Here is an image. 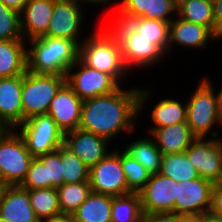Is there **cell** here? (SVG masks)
<instances>
[{
  "label": "cell",
  "mask_w": 222,
  "mask_h": 222,
  "mask_svg": "<svg viewBox=\"0 0 222 222\" xmlns=\"http://www.w3.org/2000/svg\"><path fill=\"white\" fill-rule=\"evenodd\" d=\"M112 196L91 192L72 214V222H111Z\"/></svg>",
  "instance_id": "obj_23"
},
{
  "label": "cell",
  "mask_w": 222,
  "mask_h": 222,
  "mask_svg": "<svg viewBox=\"0 0 222 222\" xmlns=\"http://www.w3.org/2000/svg\"><path fill=\"white\" fill-rule=\"evenodd\" d=\"M0 222H7L0 216Z\"/></svg>",
  "instance_id": "obj_50"
},
{
  "label": "cell",
  "mask_w": 222,
  "mask_h": 222,
  "mask_svg": "<svg viewBox=\"0 0 222 222\" xmlns=\"http://www.w3.org/2000/svg\"><path fill=\"white\" fill-rule=\"evenodd\" d=\"M215 98H216V106H217V113L219 116V120L222 123V85L220 87V90L215 92Z\"/></svg>",
  "instance_id": "obj_45"
},
{
  "label": "cell",
  "mask_w": 222,
  "mask_h": 222,
  "mask_svg": "<svg viewBox=\"0 0 222 222\" xmlns=\"http://www.w3.org/2000/svg\"><path fill=\"white\" fill-rule=\"evenodd\" d=\"M210 214L222 220V181L214 183Z\"/></svg>",
  "instance_id": "obj_39"
},
{
  "label": "cell",
  "mask_w": 222,
  "mask_h": 222,
  "mask_svg": "<svg viewBox=\"0 0 222 222\" xmlns=\"http://www.w3.org/2000/svg\"><path fill=\"white\" fill-rule=\"evenodd\" d=\"M105 29L86 35L88 38L79 45V59L86 66L111 75L120 84L129 72L123 64L117 37Z\"/></svg>",
  "instance_id": "obj_3"
},
{
  "label": "cell",
  "mask_w": 222,
  "mask_h": 222,
  "mask_svg": "<svg viewBox=\"0 0 222 222\" xmlns=\"http://www.w3.org/2000/svg\"><path fill=\"white\" fill-rule=\"evenodd\" d=\"M33 158L18 131L7 129L0 136V183L21 185Z\"/></svg>",
  "instance_id": "obj_7"
},
{
  "label": "cell",
  "mask_w": 222,
  "mask_h": 222,
  "mask_svg": "<svg viewBox=\"0 0 222 222\" xmlns=\"http://www.w3.org/2000/svg\"><path fill=\"white\" fill-rule=\"evenodd\" d=\"M54 0H30L20 12V28L24 40L39 38L47 33Z\"/></svg>",
  "instance_id": "obj_19"
},
{
  "label": "cell",
  "mask_w": 222,
  "mask_h": 222,
  "mask_svg": "<svg viewBox=\"0 0 222 222\" xmlns=\"http://www.w3.org/2000/svg\"><path fill=\"white\" fill-rule=\"evenodd\" d=\"M177 182L160 172L151 174L138 192L143 213L174 212Z\"/></svg>",
  "instance_id": "obj_14"
},
{
  "label": "cell",
  "mask_w": 222,
  "mask_h": 222,
  "mask_svg": "<svg viewBox=\"0 0 222 222\" xmlns=\"http://www.w3.org/2000/svg\"><path fill=\"white\" fill-rule=\"evenodd\" d=\"M142 214L138 192L112 196L111 222H140Z\"/></svg>",
  "instance_id": "obj_28"
},
{
  "label": "cell",
  "mask_w": 222,
  "mask_h": 222,
  "mask_svg": "<svg viewBox=\"0 0 222 222\" xmlns=\"http://www.w3.org/2000/svg\"><path fill=\"white\" fill-rule=\"evenodd\" d=\"M178 17L207 27L215 35L212 0H181L177 3Z\"/></svg>",
  "instance_id": "obj_27"
},
{
  "label": "cell",
  "mask_w": 222,
  "mask_h": 222,
  "mask_svg": "<svg viewBox=\"0 0 222 222\" xmlns=\"http://www.w3.org/2000/svg\"><path fill=\"white\" fill-rule=\"evenodd\" d=\"M213 186V182L202 177L177 182L174 213L178 215L209 214L212 205Z\"/></svg>",
  "instance_id": "obj_12"
},
{
  "label": "cell",
  "mask_w": 222,
  "mask_h": 222,
  "mask_svg": "<svg viewBox=\"0 0 222 222\" xmlns=\"http://www.w3.org/2000/svg\"><path fill=\"white\" fill-rule=\"evenodd\" d=\"M134 140L126 144L124 151L136 159L150 174L160 172L162 153L154 138L149 134V137L146 135L145 138H134Z\"/></svg>",
  "instance_id": "obj_25"
},
{
  "label": "cell",
  "mask_w": 222,
  "mask_h": 222,
  "mask_svg": "<svg viewBox=\"0 0 222 222\" xmlns=\"http://www.w3.org/2000/svg\"><path fill=\"white\" fill-rule=\"evenodd\" d=\"M213 84L207 77L202 78L190 99L187 102V124L196 137L206 138L211 133V138H217L219 131L212 130L219 120ZM215 125V126H214ZM208 134V135H207Z\"/></svg>",
  "instance_id": "obj_5"
},
{
  "label": "cell",
  "mask_w": 222,
  "mask_h": 222,
  "mask_svg": "<svg viewBox=\"0 0 222 222\" xmlns=\"http://www.w3.org/2000/svg\"><path fill=\"white\" fill-rule=\"evenodd\" d=\"M92 192L110 196L131 193L121 167V151L114 149L89 171Z\"/></svg>",
  "instance_id": "obj_10"
},
{
  "label": "cell",
  "mask_w": 222,
  "mask_h": 222,
  "mask_svg": "<svg viewBox=\"0 0 222 222\" xmlns=\"http://www.w3.org/2000/svg\"><path fill=\"white\" fill-rule=\"evenodd\" d=\"M215 20V36L222 39V0H212Z\"/></svg>",
  "instance_id": "obj_41"
},
{
  "label": "cell",
  "mask_w": 222,
  "mask_h": 222,
  "mask_svg": "<svg viewBox=\"0 0 222 222\" xmlns=\"http://www.w3.org/2000/svg\"><path fill=\"white\" fill-rule=\"evenodd\" d=\"M125 21L140 36L153 40L165 55L168 53L170 22L158 21L143 17L134 19H119Z\"/></svg>",
  "instance_id": "obj_26"
},
{
  "label": "cell",
  "mask_w": 222,
  "mask_h": 222,
  "mask_svg": "<svg viewBox=\"0 0 222 222\" xmlns=\"http://www.w3.org/2000/svg\"><path fill=\"white\" fill-rule=\"evenodd\" d=\"M160 173L170 177L175 182H183L200 177L185 153L162 155Z\"/></svg>",
  "instance_id": "obj_29"
},
{
  "label": "cell",
  "mask_w": 222,
  "mask_h": 222,
  "mask_svg": "<svg viewBox=\"0 0 222 222\" xmlns=\"http://www.w3.org/2000/svg\"><path fill=\"white\" fill-rule=\"evenodd\" d=\"M152 91L150 88L123 90L120 86L113 93L83 100L78 129L110 142L122 131L132 133Z\"/></svg>",
  "instance_id": "obj_1"
},
{
  "label": "cell",
  "mask_w": 222,
  "mask_h": 222,
  "mask_svg": "<svg viewBox=\"0 0 222 222\" xmlns=\"http://www.w3.org/2000/svg\"><path fill=\"white\" fill-rule=\"evenodd\" d=\"M8 128L6 126H4L1 122H0V136L7 130Z\"/></svg>",
  "instance_id": "obj_48"
},
{
  "label": "cell",
  "mask_w": 222,
  "mask_h": 222,
  "mask_svg": "<svg viewBox=\"0 0 222 222\" xmlns=\"http://www.w3.org/2000/svg\"><path fill=\"white\" fill-rule=\"evenodd\" d=\"M60 211L72 216L76 209L88 198L92 192L89 181L78 183H64L57 188Z\"/></svg>",
  "instance_id": "obj_30"
},
{
  "label": "cell",
  "mask_w": 222,
  "mask_h": 222,
  "mask_svg": "<svg viewBox=\"0 0 222 222\" xmlns=\"http://www.w3.org/2000/svg\"><path fill=\"white\" fill-rule=\"evenodd\" d=\"M66 82L82 100L113 93L121 86L111 75L86 66L80 59L68 69Z\"/></svg>",
  "instance_id": "obj_9"
},
{
  "label": "cell",
  "mask_w": 222,
  "mask_h": 222,
  "mask_svg": "<svg viewBox=\"0 0 222 222\" xmlns=\"http://www.w3.org/2000/svg\"><path fill=\"white\" fill-rule=\"evenodd\" d=\"M110 141L81 129L64 133V146L78 156L91 169L111 151L108 149Z\"/></svg>",
  "instance_id": "obj_15"
},
{
  "label": "cell",
  "mask_w": 222,
  "mask_h": 222,
  "mask_svg": "<svg viewBox=\"0 0 222 222\" xmlns=\"http://www.w3.org/2000/svg\"><path fill=\"white\" fill-rule=\"evenodd\" d=\"M29 42L27 70L30 72L66 76L79 59V45L73 40L43 35Z\"/></svg>",
  "instance_id": "obj_2"
},
{
  "label": "cell",
  "mask_w": 222,
  "mask_h": 222,
  "mask_svg": "<svg viewBox=\"0 0 222 222\" xmlns=\"http://www.w3.org/2000/svg\"><path fill=\"white\" fill-rule=\"evenodd\" d=\"M150 0H120L114 19H134L149 12ZM119 14V15H118Z\"/></svg>",
  "instance_id": "obj_38"
},
{
  "label": "cell",
  "mask_w": 222,
  "mask_h": 222,
  "mask_svg": "<svg viewBox=\"0 0 222 222\" xmlns=\"http://www.w3.org/2000/svg\"><path fill=\"white\" fill-rule=\"evenodd\" d=\"M176 17L170 22L168 53L173 44L201 50L206 49L212 40H219L207 27Z\"/></svg>",
  "instance_id": "obj_18"
},
{
  "label": "cell",
  "mask_w": 222,
  "mask_h": 222,
  "mask_svg": "<svg viewBox=\"0 0 222 222\" xmlns=\"http://www.w3.org/2000/svg\"><path fill=\"white\" fill-rule=\"evenodd\" d=\"M14 39H23L20 13L0 2V41Z\"/></svg>",
  "instance_id": "obj_34"
},
{
  "label": "cell",
  "mask_w": 222,
  "mask_h": 222,
  "mask_svg": "<svg viewBox=\"0 0 222 222\" xmlns=\"http://www.w3.org/2000/svg\"><path fill=\"white\" fill-rule=\"evenodd\" d=\"M17 128L34 158L53 152L64 144L63 131L48 114L31 117Z\"/></svg>",
  "instance_id": "obj_8"
},
{
  "label": "cell",
  "mask_w": 222,
  "mask_h": 222,
  "mask_svg": "<svg viewBox=\"0 0 222 222\" xmlns=\"http://www.w3.org/2000/svg\"><path fill=\"white\" fill-rule=\"evenodd\" d=\"M140 222H178L174 212L143 213Z\"/></svg>",
  "instance_id": "obj_40"
},
{
  "label": "cell",
  "mask_w": 222,
  "mask_h": 222,
  "mask_svg": "<svg viewBox=\"0 0 222 222\" xmlns=\"http://www.w3.org/2000/svg\"><path fill=\"white\" fill-rule=\"evenodd\" d=\"M121 167L125 173L128 188L132 192H139L149 181L151 174L124 150H121Z\"/></svg>",
  "instance_id": "obj_33"
},
{
  "label": "cell",
  "mask_w": 222,
  "mask_h": 222,
  "mask_svg": "<svg viewBox=\"0 0 222 222\" xmlns=\"http://www.w3.org/2000/svg\"><path fill=\"white\" fill-rule=\"evenodd\" d=\"M38 222H72V218L70 215L61 213L56 216L39 219Z\"/></svg>",
  "instance_id": "obj_43"
},
{
  "label": "cell",
  "mask_w": 222,
  "mask_h": 222,
  "mask_svg": "<svg viewBox=\"0 0 222 222\" xmlns=\"http://www.w3.org/2000/svg\"><path fill=\"white\" fill-rule=\"evenodd\" d=\"M200 222H222V220L209 213L205 215L200 214Z\"/></svg>",
  "instance_id": "obj_47"
},
{
  "label": "cell",
  "mask_w": 222,
  "mask_h": 222,
  "mask_svg": "<svg viewBox=\"0 0 222 222\" xmlns=\"http://www.w3.org/2000/svg\"><path fill=\"white\" fill-rule=\"evenodd\" d=\"M150 135L154 138L162 155L184 153L197 138L187 122L157 128Z\"/></svg>",
  "instance_id": "obj_21"
},
{
  "label": "cell",
  "mask_w": 222,
  "mask_h": 222,
  "mask_svg": "<svg viewBox=\"0 0 222 222\" xmlns=\"http://www.w3.org/2000/svg\"><path fill=\"white\" fill-rule=\"evenodd\" d=\"M61 162L64 183L89 181L90 169L64 145L61 146Z\"/></svg>",
  "instance_id": "obj_32"
},
{
  "label": "cell",
  "mask_w": 222,
  "mask_h": 222,
  "mask_svg": "<svg viewBox=\"0 0 222 222\" xmlns=\"http://www.w3.org/2000/svg\"><path fill=\"white\" fill-rule=\"evenodd\" d=\"M83 100L67 84L58 90L50 103L47 114L52 117L63 133L78 129Z\"/></svg>",
  "instance_id": "obj_16"
},
{
  "label": "cell",
  "mask_w": 222,
  "mask_h": 222,
  "mask_svg": "<svg viewBox=\"0 0 222 222\" xmlns=\"http://www.w3.org/2000/svg\"><path fill=\"white\" fill-rule=\"evenodd\" d=\"M5 185L0 183V204H1V198L3 195V190H4Z\"/></svg>",
  "instance_id": "obj_49"
},
{
  "label": "cell",
  "mask_w": 222,
  "mask_h": 222,
  "mask_svg": "<svg viewBox=\"0 0 222 222\" xmlns=\"http://www.w3.org/2000/svg\"><path fill=\"white\" fill-rule=\"evenodd\" d=\"M83 6L74 0H54V8L49 22L48 37H60L75 41L78 45L80 41L82 26H84Z\"/></svg>",
  "instance_id": "obj_13"
},
{
  "label": "cell",
  "mask_w": 222,
  "mask_h": 222,
  "mask_svg": "<svg viewBox=\"0 0 222 222\" xmlns=\"http://www.w3.org/2000/svg\"><path fill=\"white\" fill-rule=\"evenodd\" d=\"M33 211L38 219L61 214L56 188L28 189Z\"/></svg>",
  "instance_id": "obj_31"
},
{
  "label": "cell",
  "mask_w": 222,
  "mask_h": 222,
  "mask_svg": "<svg viewBox=\"0 0 222 222\" xmlns=\"http://www.w3.org/2000/svg\"><path fill=\"white\" fill-rule=\"evenodd\" d=\"M178 222H200V214H180Z\"/></svg>",
  "instance_id": "obj_44"
},
{
  "label": "cell",
  "mask_w": 222,
  "mask_h": 222,
  "mask_svg": "<svg viewBox=\"0 0 222 222\" xmlns=\"http://www.w3.org/2000/svg\"><path fill=\"white\" fill-rule=\"evenodd\" d=\"M75 2H77L78 4H80V5H82L83 4V6H84V3L85 4H87V3H89V4H93V5H98V6H101V5H109V3L112 1H115V0H74ZM109 2V3H108ZM116 2H117V0H116Z\"/></svg>",
  "instance_id": "obj_46"
},
{
  "label": "cell",
  "mask_w": 222,
  "mask_h": 222,
  "mask_svg": "<svg viewBox=\"0 0 222 222\" xmlns=\"http://www.w3.org/2000/svg\"><path fill=\"white\" fill-rule=\"evenodd\" d=\"M65 83L66 76L37 74L27 70L22 75L23 122L47 114L51 101Z\"/></svg>",
  "instance_id": "obj_6"
},
{
  "label": "cell",
  "mask_w": 222,
  "mask_h": 222,
  "mask_svg": "<svg viewBox=\"0 0 222 222\" xmlns=\"http://www.w3.org/2000/svg\"><path fill=\"white\" fill-rule=\"evenodd\" d=\"M0 216L7 222H38L30 203L28 189L5 186L0 204Z\"/></svg>",
  "instance_id": "obj_20"
},
{
  "label": "cell",
  "mask_w": 222,
  "mask_h": 222,
  "mask_svg": "<svg viewBox=\"0 0 222 222\" xmlns=\"http://www.w3.org/2000/svg\"><path fill=\"white\" fill-rule=\"evenodd\" d=\"M45 166L47 188H59L64 184L61 162V147L37 157Z\"/></svg>",
  "instance_id": "obj_35"
},
{
  "label": "cell",
  "mask_w": 222,
  "mask_h": 222,
  "mask_svg": "<svg viewBox=\"0 0 222 222\" xmlns=\"http://www.w3.org/2000/svg\"><path fill=\"white\" fill-rule=\"evenodd\" d=\"M24 39L0 41V78L23 75L27 71V48Z\"/></svg>",
  "instance_id": "obj_22"
},
{
  "label": "cell",
  "mask_w": 222,
  "mask_h": 222,
  "mask_svg": "<svg viewBox=\"0 0 222 222\" xmlns=\"http://www.w3.org/2000/svg\"><path fill=\"white\" fill-rule=\"evenodd\" d=\"M22 75L0 78V122L8 129L23 123Z\"/></svg>",
  "instance_id": "obj_17"
},
{
  "label": "cell",
  "mask_w": 222,
  "mask_h": 222,
  "mask_svg": "<svg viewBox=\"0 0 222 222\" xmlns=\"http://www.w3.org/2000/svg\"><path fill=\"white\" fill-rule=\"evenodd\" d=\"M30 0H0L5 6L21 12Z\"/></svg>",
  "instance_id": "obj_42"
},
{
  "label": "cell",
  "mask_w": 222,
  "mask_h": 222,
  "mask_svg": "<svg viewBox=\"0 0 222 222\" xmlns=\"http://www.w3.org/2000/svg\"><path fill=\"white\" fill-rule=\"evenodd\" d=\"M151 124L148 133L151 134L155 129L167 127L173 124L187 121V102L182 104L174 98H164L160 100L150 111Z\"/></svg>",
  "instance_id": "obj_24"
},
{
  "label": "cell",
  "mask_w": 222,
  "mask_h": 222,
  "mask_svg": "<svg viewBox=\"0 0 222 222\" xmlns=\"http://www.w3.org/2000/svg\"><path fill=\"white\" fill-rule=\"evenodd\" d=\"M21 187L25 189L47 188L45 166L38 158H33Z\"/></svg>",
  "instance_id": "obj_37"
},
{
  "label": "cell",
  "mask_w": 222,
  "mask_h": 222,
  "mask_svg": "<svg viewBox=\"0 0 222 222\" xmlns=\"http://www.w3.org/2000/svg\"><path fill=\"white\" fill-rule=\"evenodd\" d=\"M200 177L222 181V138L197 137L184 152Z\"/></svg>",
  "instance_id": "obj_11"
},
{
  "label": "cell",
  "mask_w": 222,
  "mask_h": 222,
  "mask_svg": "<svg viewBox=\"0 0 222 222\" xmlns=\"http://www.w3.org/2000/svg\"><path fill=\"white\" fill-rule=\"evenodd\" d=\"M111 22L109 29L120 43L123 64L129 72L138 67L146 69L155 63H162L161 60L165 59L166 55L153 44V40L140 36V33L123 20L114 19Z\"/></svg>",
  "instance_id": "obj_4"
},
{
  "label": "cell",
  "mask_w": 222,
  "mask_h": 222,
  "mask_svg": "<svg viewBox=\"0 0 222 222\" xmlns=\"http://www.w3.org/2000/svg\"><path fill=\"white\" fill-rule=\"evenodd\" d=\"M177 14V2L175 0H150L149 12H145L141 17L171 22Z\"/></svg>",
  "instance_id": "obj_36"
}]
</instances>
